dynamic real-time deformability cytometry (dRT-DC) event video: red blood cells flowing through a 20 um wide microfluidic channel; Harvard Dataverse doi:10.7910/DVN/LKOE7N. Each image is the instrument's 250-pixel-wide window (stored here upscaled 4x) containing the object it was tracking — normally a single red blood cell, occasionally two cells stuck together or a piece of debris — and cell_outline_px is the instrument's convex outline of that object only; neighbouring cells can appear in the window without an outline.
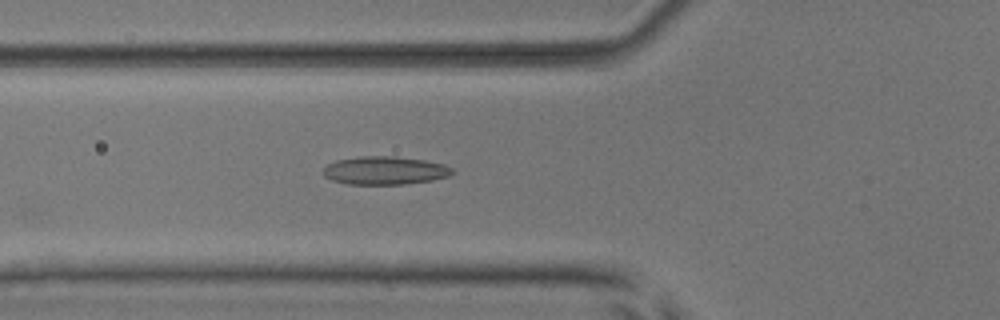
{"species": "common noctule bat (a hibernating species)", "species_latin": "Nyctalus noctula", "temperature_condition": "room temperature", "stored_images_in_passage": 40, "camera_frame_rate_fps": 3000, "um_per_image_px": 0.085, "animal": {"sex": "male", "body_mass_g": 17.9, "forearm_length_mm": 54.2}, "frame": {"image": 1, "passage_image": 7, "time_ms": 2.0, "image_size_px": [1000, 320], "cell_outline_px": [[456, 172], [448, 176], [432, 180], [404, 184], [348, 184], [332, 180], [324, 176], [324, 168], [328, 164], [336, 160], [360, 156], [396, 156], [424, 160], [444, 164], [452, 168]], "centroid_in_image_um": [32.73, 14.49], "position_along_channel_um": 93.1, "area_um2": 21.21}}
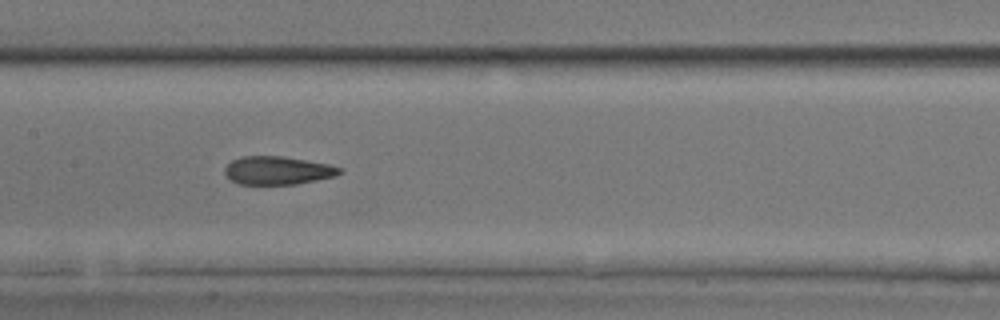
{"frame": {"image": 2, "passage_image": 14, "time_ms": 4.333, "image_size_px": [1000, 320], "cell_outline_px": [[344, 172], [336, 176], [296, 184], [236, 184], [224, 172], [224, 168], [232, 160], [240, 156], [284, 156], [328, 164], [344, 168]], "centroid_in_image_um": [23.63, 14.48], "position_along_channel_um": 183.8, "area_um2": 19.02}}
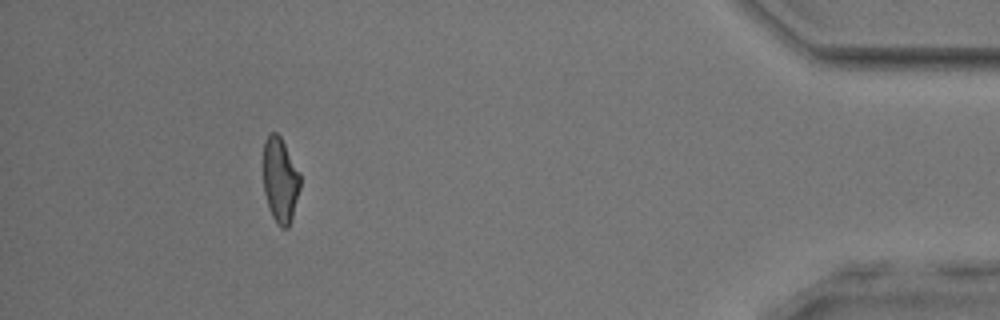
{"frame": {"image": 3, "passage_image": 36, "time_ms": 11.667, "image_size_px": [1000, 320], "cell_outline_px": [[300, 188], [292, 216], [288, 228], [280, 228], [276, 224], [268, 208], [264, 192], [264, 140], [268, 132], [276, 132], [280, 136], [300, 172]], "centroid_in_image_um": [23.81, 15.3], "position_along_channel_um": 411.4, "area_um2": 18.38}, "authors_computed_cell_mechanics": {"area_um2": 19.4786, "velocity_mm_per_s": 3.8754, "shape_relaxation_time_tau1_ms": 10.7851, "shape_relaxation_time_tau2_ms": 1.714, "deformation_change_tau1": 0.2496, "deformation_change_tau2": 0.095}}